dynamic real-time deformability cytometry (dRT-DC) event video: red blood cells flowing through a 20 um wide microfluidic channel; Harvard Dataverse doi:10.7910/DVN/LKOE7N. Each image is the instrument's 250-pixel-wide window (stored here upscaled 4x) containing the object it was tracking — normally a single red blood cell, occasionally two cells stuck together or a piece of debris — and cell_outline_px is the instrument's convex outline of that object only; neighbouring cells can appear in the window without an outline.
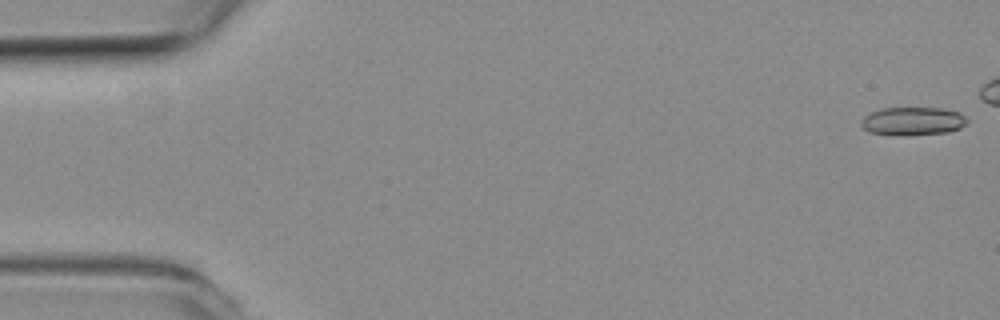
{"species": "common noctule bat (a hibernating species)", "species_latin": "Nyctalus noctula", "temperature_condition": "room temperature", "stored_images_in_passage": 44, "camera_frame_rate_fps": 3000, "um_per_image_px": 0.085, "animal": {"sex": "female", "body_mass_g": 19.3, "forearm_length_mm": 54.1}, "frame": {"image": 1, "passage_image": 1, "time_ms": 0.0, "image_size_px": [1000, 320], "cell_outline_px": [[968, 124], [960, 128], [948, 132], [868, 132], [860, 124], [860, 120], [864, 116], [880, 108], [940, 108], [960, 112], [968, 120]], "centroid_in_image_um": [77.63, 10.23], "position_along_channel_um": 7.4, "area_um2": 16.47}}
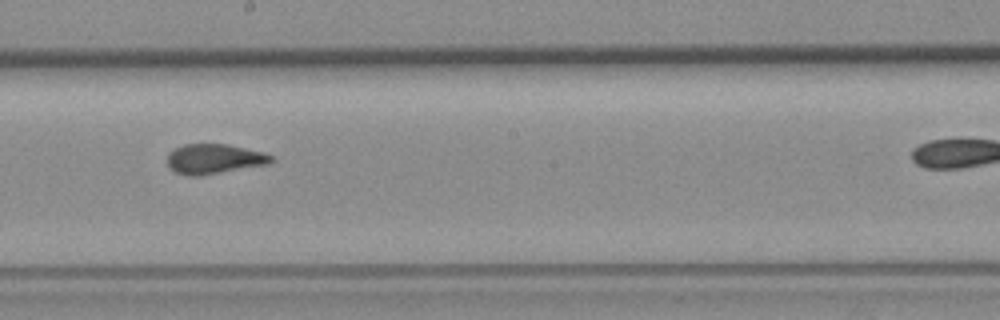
{"frame": {"image": 2, "passage_image": 30, "time_ms": 9.667, "image_size_px": [1000, 320], "cell_outline_px": [[272, 160], [268, 164], [200, 176], [188, 176], [176, 172], [168, 164], [168, 152], [184, 144], [228, 144], [264, 152], [272, 156]], "centroid_in_image_um": [18.2, 13.5], "position_along_channel_um": 230.0, "area_um2": 17.98}}
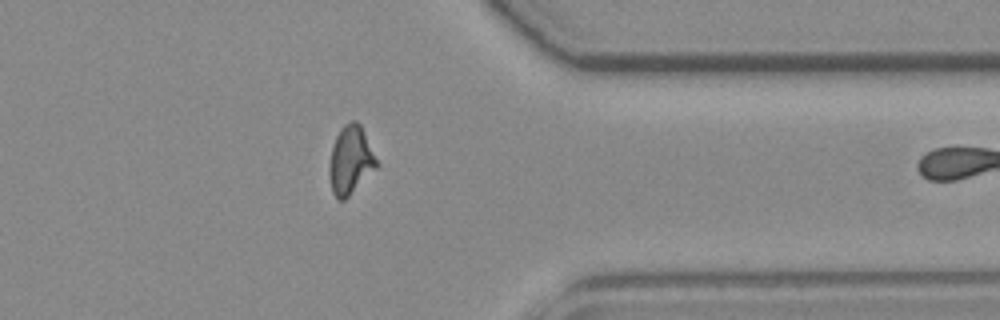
{"frame": {"image": 3, "passage_image": 43, "time_ms": 14.0, "image_size_px": [1000, 320], "cell_outline_px": [[380, 164], [344, 200], [336, 200], [332, 192], [328, 172], [328, 164], [332, 148], [336, 136], [340, 128], [344, 124], [352, 120], [356, 120], [360, 124]], "centroid_in_image_um": [29.78, 13.61], "position_along_channel_um": 381.6, "area_um2": 18.9}}